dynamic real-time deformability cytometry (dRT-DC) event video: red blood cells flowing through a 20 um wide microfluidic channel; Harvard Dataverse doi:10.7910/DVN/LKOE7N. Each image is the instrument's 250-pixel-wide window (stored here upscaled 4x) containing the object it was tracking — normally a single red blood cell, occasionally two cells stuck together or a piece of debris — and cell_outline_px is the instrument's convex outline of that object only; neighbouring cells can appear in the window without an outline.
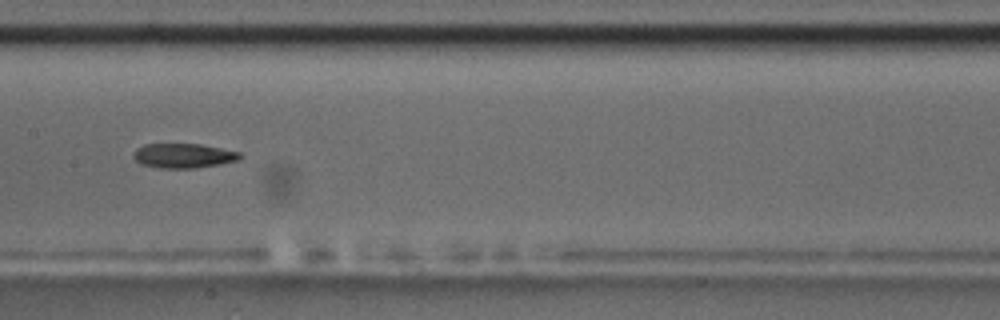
{"species": "common noctule bat (a hibernating species)", "species_latin": "Nyctalus noctula", "temperature_condition": "room temperature", "stored_images_in_passage": 54, "camera_frame_rate_fps": 3000, "um_per_image_px": 0.085, "animal": {"sex": "male", "body_mass_g": 17.5, "forearm_length_mm": 52.3}, "frame": {"image": 1, "passage_image": 26, "time_ms": 8.333, "image_size_px": [1000, 320], "cell_outline_px": [[240, 160], [220, 164], [196, 168], [160, 168], [140, 164], [132, 156], [136, 148], [144, 144], [200, 144], [240, 152]], "centroid_in_image_um": [15.57, 13.24], "position_along_channel_um": 191.8, "area_um2": 15.26}}
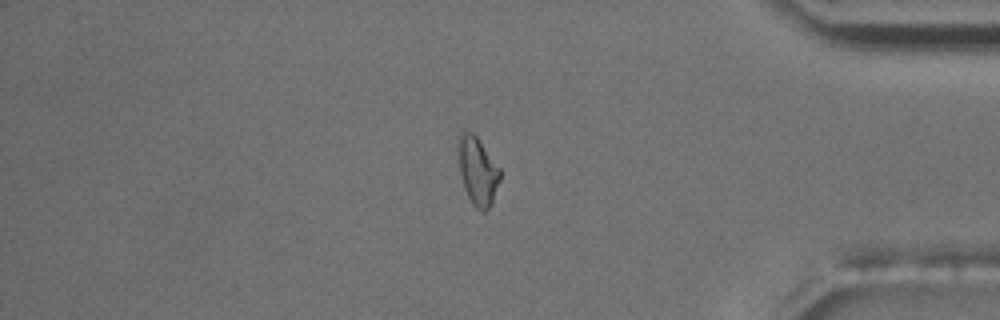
{"frame": {"image": 2, "passage_image": 45, "time_ms": 14.667, "image_size_px": [1000, 320], "cell_outline_px": [[500, 180], [492, 204], [484, 212], [480, 212], [472, 204], [464, 188], [460, 172], [456, 148], [456, 136], [460, 132], [472, 132], [476, 136], [500, 168]], "centroid_in_image_um": [40.57, 14.52], "position_along_channel_um": 394.6, "area_um2": 16.88}}
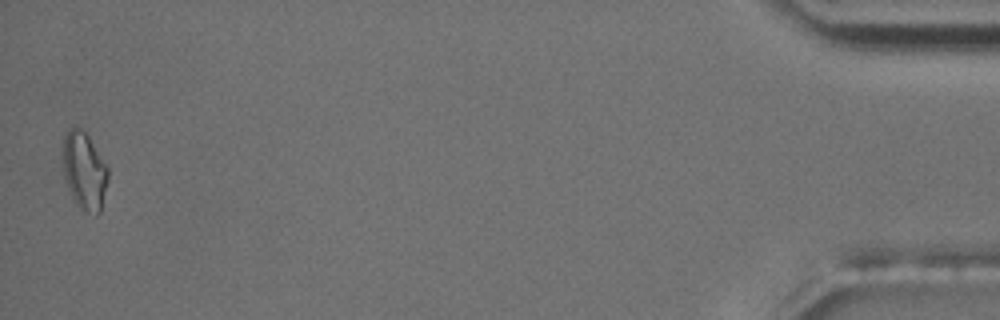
{"frame": {"image": 3, "passage_image": 53, "time_ms": 17.333, "image_size_px": [1000, 320], "cell_outline_px": [[108, 180], [100, 212], [96, 216], [80, 208], [72, 200], [64, 176], [64, 136], [68, 128], [76, 124], [88, 136], [108, 168]], "centroid_in_image_um": [7.17, 14.53], "position_along_channel_um": 428.0, "area_um2": 20.35}}